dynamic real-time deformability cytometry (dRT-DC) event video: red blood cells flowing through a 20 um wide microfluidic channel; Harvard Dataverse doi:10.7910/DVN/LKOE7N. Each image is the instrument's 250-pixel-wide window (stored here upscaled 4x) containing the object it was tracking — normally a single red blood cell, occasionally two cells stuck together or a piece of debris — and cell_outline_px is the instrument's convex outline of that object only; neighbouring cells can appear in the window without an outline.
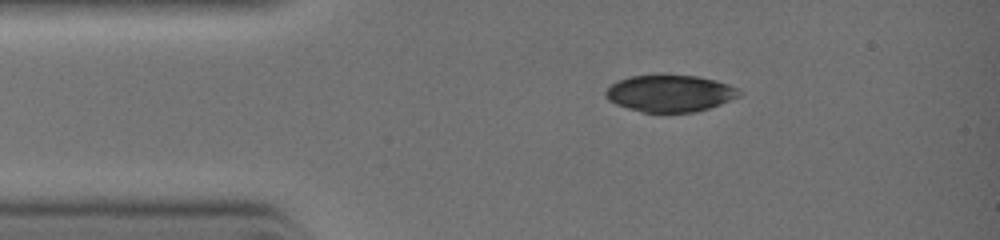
{"species": "common noctule bat (a hibernating species)", "species_latin": "Nyctalus noctula", "temperature_condition": "warm", "stored_images_in_passage": 2, "camera_frame_rate_fps": 3000, "um_per_image_px": 0.085, "animal": {"sex": "female", "body_mass_g": 19.0, "forearm_length_mm": 51.5}, "frame": {"image": 1, "passage_image": 1, "time_ms": 0.0, "image_size_px": [1000, 240], "cell_outline_px": [[740, 96], [720, 104], [708, 108], [692, 112], [644, 112], [628, 108], [616, 104], [608, 100], [604, 96], [604, 92], [616, 80], [632, 76], [664, 72], [696, 76], [716, 80], [728, 84], [736, 88], [740, 92]], "centroid_in_image_um": [56.9, 7.89], "position_along_channel_um": 28.1, "area_um2": 29.19}}